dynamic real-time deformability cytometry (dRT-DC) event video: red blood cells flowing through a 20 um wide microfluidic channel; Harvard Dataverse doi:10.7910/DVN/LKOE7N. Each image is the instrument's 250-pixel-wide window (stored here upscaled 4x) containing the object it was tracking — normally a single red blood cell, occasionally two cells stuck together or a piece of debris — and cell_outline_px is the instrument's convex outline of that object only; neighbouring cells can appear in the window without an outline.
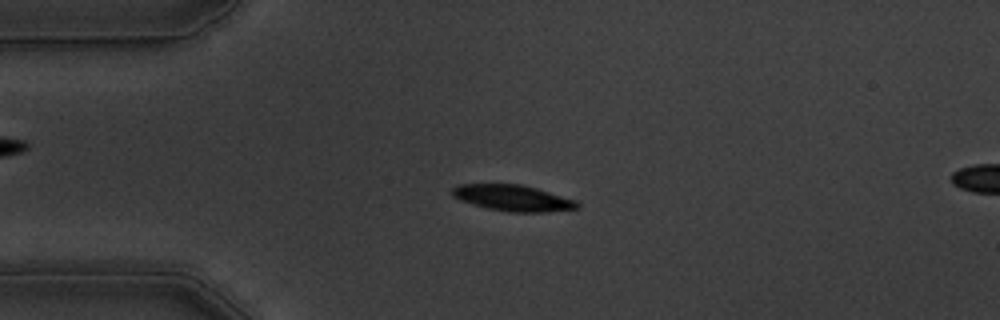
{"species": "common noctule bat (a hibernating species)", "species_latin": "Nyctalus noctula", "temperature_condition": "warm", "stored_images_in_passage": 12, "camera_frame_rate_fps": 3000, "um_per_image_px": 0.085, "animal": {"sex": "male", "body_mass_g": 19.5, "forearm_length_mm": 54.6}, "frame": {"image": 1, "passage_image": 9, "time_ms": 2.667, "image_size_px": [1000, 320], "cell_outline_px": [[580, 204], [576, 208], [544, 212], [508, 212], [488, 208], [460, 200], [452, 196], [452, 188], [460, 184], [520, 184], [536, 188], [576, 200]], "centroid_in_image_um": [43.58, 16.82], "position_along_channel_um": 41.4, "area_um2": 18.79}}